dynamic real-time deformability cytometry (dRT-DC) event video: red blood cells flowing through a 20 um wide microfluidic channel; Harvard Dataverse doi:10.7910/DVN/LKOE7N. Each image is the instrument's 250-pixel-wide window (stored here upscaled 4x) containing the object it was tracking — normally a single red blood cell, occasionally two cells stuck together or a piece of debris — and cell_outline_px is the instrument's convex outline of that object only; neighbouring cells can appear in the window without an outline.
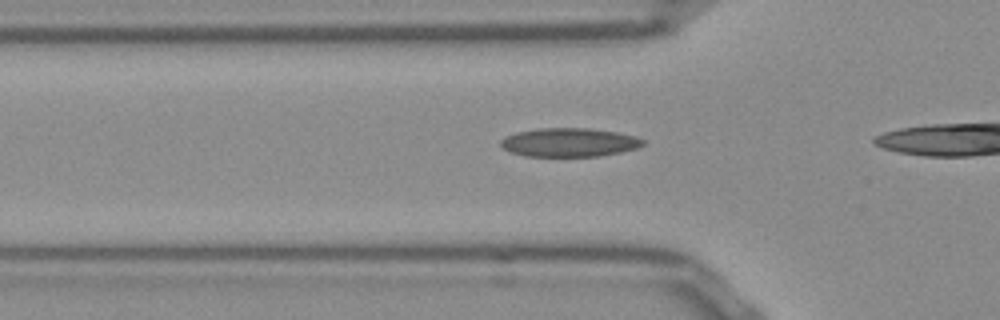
{"species": "Egyptian fruit bat (a non-hibernating species)", "species_latin": "Rousettus aegyptiacus", "temperature_condition": "room temperature", "stored_images_in_passage": 17, "camera_frame_rate_fps": 3000, "um_per_image_px": 0.085, "frame": {"image": 1, "passage_image": 8, "time_ms": 2.333, "image_size_px": [1000, 320], "cell_outline_px": [[644, 144], [636, 148], [620, 152], [600, 156], [524, 156], [512, 152], [504, 148], [500, 144], [500, 140], [504, 136], [516, 132], [536, 128], [588, 128], [616, 132], [636, 136], [644, 140]], "centroid_in_image_um": [48.36, 12.09], "position_along_channel_um": 77.4, "area_um2": 23.81}}
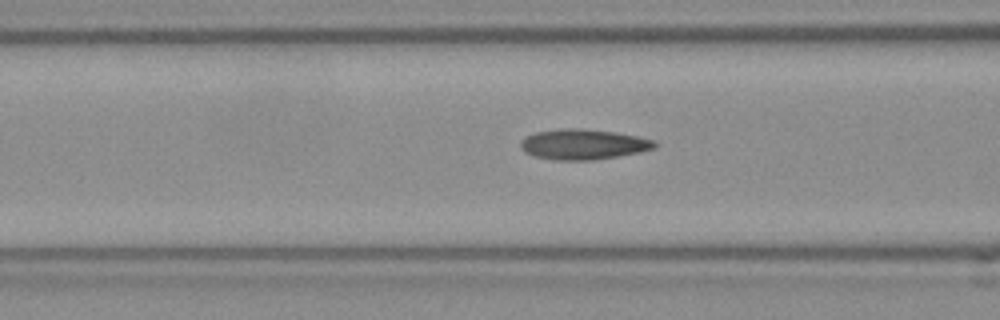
{"frame": {"image": 2, "passage_image": 11, "time_ms": 3.333, "image_size_px": [1000, 320], "cell_outline_px": [[656, 148], [640, 152], [592, 160], [556, 160], [532, 156], [524, 152], [520, 148], [520, 140], [524, 136], [536, 132], [560, 128], [580, 128], [616, 132], [656, 140]], "centroid_in_image_um": [49.53, 12.26], "position_along_channel_um": 117.1, "area_um2": 23.93}}
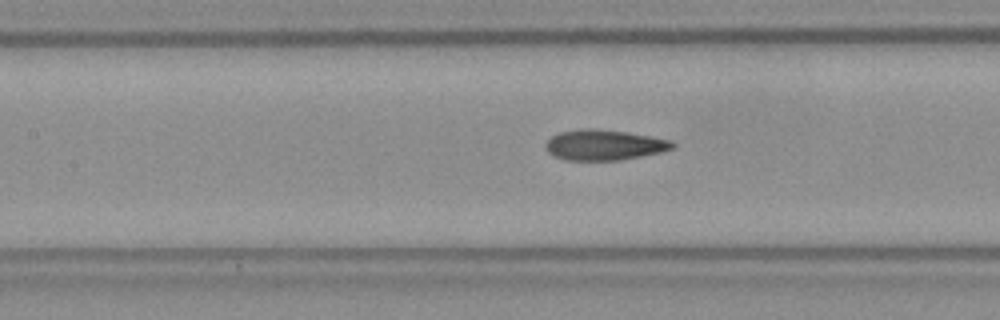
{"frame": {"image": 3, "passage_image": 14, "time_ms": 4.333, "image_size_px": [1000, 320], "cell_outline_px": [[676, 148], [660, 152], [620, 160], [564, 160], [548, 152], [544, 144], [552, 136], [560, 132], [584, 128], [592, 128], [628, 132], [672, 140], [676, 144]], "centroid_in_image_um": [51.38, 12.31], "position_along_channel_um": 156.0, "area_um2": 22.54}}